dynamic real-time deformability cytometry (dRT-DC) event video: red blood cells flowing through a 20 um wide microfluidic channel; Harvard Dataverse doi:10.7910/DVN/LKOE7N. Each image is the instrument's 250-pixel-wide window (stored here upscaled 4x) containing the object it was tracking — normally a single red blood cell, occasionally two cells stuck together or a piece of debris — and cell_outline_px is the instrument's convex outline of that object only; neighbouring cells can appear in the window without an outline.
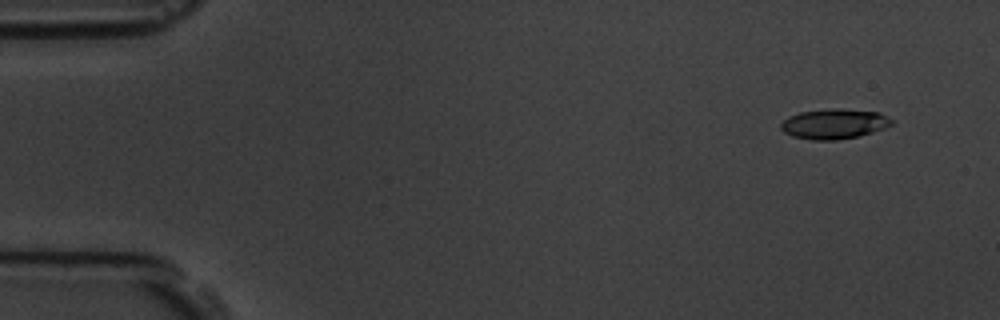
{"species": "common noctule bat (a hibernating species)", "species_latin": "Nyctalus noctula", "temperature_condition": "room temperature", "stored_images_in_passage": 9, "camera_frame_rate_fps": 3000, "um_per_image_px": 0.085, "animal": {"sex": "male", "body_mass_g": 19.5, "forearm_length_mm": 54.6}, "frame": {"image": 1, "passage_image": 1, "time_ms": 0.0, "image_size_px": [1000, 320], "cell_outline_px": [[892, 124], [884, 128], [872, 132], [856, 136], [836, 140], [812, 140], [792, 136], [784, 132], [780, 128], [780, 124], [788, 116], [800, 112], [828, 108], [840, 108], [880, 112], [892, 120]], "centroid_in_image_um": [70.87, 10.51], "position_along_channel_um": 14.1, "area_um2": 19.42}}
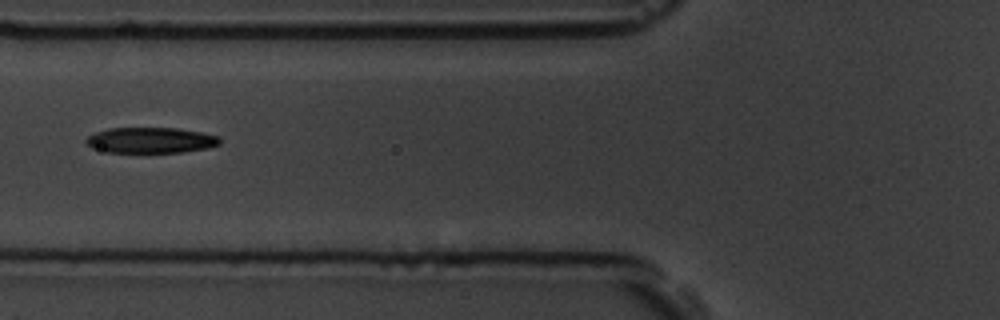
{"frame": {"image": 2, "passage_image": 6, "time_ms": 5.667, "image_size_px": [1000, 320], "cell_outline_px": [[220, 144], [208, 148], [180, 152], [108, 152], [92, 148], [84, 144], [84, 140], [88, 136], [96, 132], [108, 128], [176, 128], [204, 132], [220, 136]], "centroid_in_image_um": [12.81, 11.91], "position_along_channel_um": 113.0, "area_um2": 20.17}}
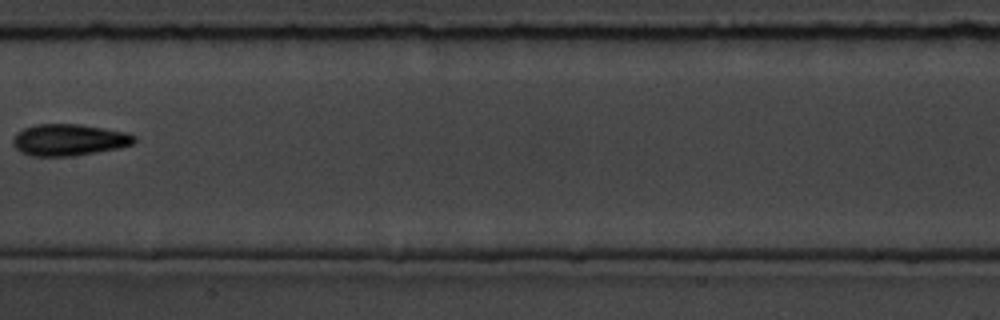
{"frame": {"image": 3, "passage_image": 8, "time_ms": 8.0, "image_size_px": [1000, 320], "cell_outline_px": [[136, 140], [132, 144], [120, 148], [72, 156], [32, 156], [20, 152], [12, 144], [12, 140], [16, 132], [24, 128], [36, 124], [80, 124], [128, 132], [136, 136]], "centroid_in_image_um": [5.86, 11.88], "position_along_channel_um": 201.5, "area_um2": 22.54}}